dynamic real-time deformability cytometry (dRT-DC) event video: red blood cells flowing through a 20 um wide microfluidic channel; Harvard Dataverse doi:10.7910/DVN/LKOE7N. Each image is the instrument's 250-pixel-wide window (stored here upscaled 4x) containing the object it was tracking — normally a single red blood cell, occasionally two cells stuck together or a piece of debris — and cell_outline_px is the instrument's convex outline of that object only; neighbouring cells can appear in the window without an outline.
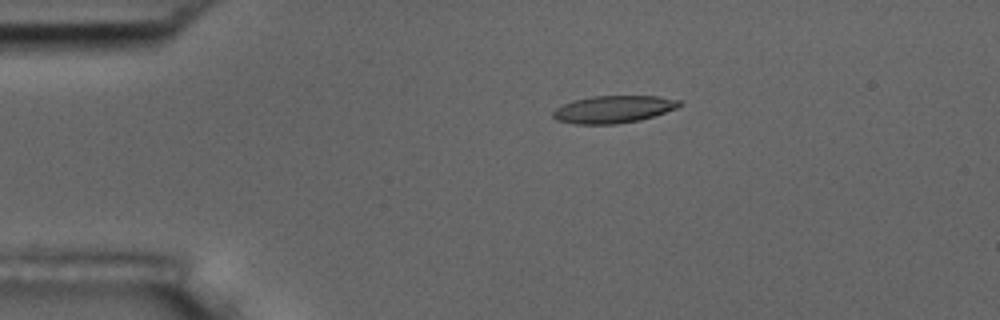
{"species": "common noctule bat (a hibernating species)", "species_latin": "Nyctalus noctula", "temperature_condition": "room temperature", "stored_images_in_passage": 9, "camera_frame_rate_fps": 3000, "um_per_image_px": 0.085, "animal": {"sex": "male", "body_mass_g": 17.5, "forearm_length_mm": 52.3}, "frame": {"image": 1, "passage_image": 2, "time_ms": 1.333, "image_size_px": [1000, 320], "cell_outline_px": [[684, 104], [676, 108], [640, 120], [616, 124], [576, 124], [556, 120], [552, 116], [552, 112], [556, 108], [572, 100], [592, 96], [656, 96], [680, 100]], "centroid_in_image_um": [52.12, 9.29], "position_along_channel_um": 32.9, "area_um2": 20.11}}
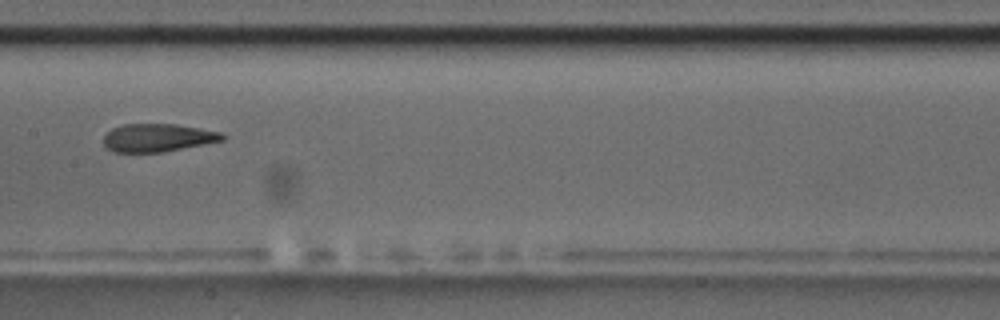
{"frame": {"image": 2, "passage_image": 7, "time_ms": 7.0, "image_size_px": [1000, 320], "cell_outline_px": [[224, 140], [164, 152], [112, 152], [104, 144], [104, 136], [112, 128], [124, 124], [176, 124], [224, 132]], "centroid_in_image_um": [13.43, 11.7], "position_along_channel_um": 194.0, "area_um2": 19.42}}
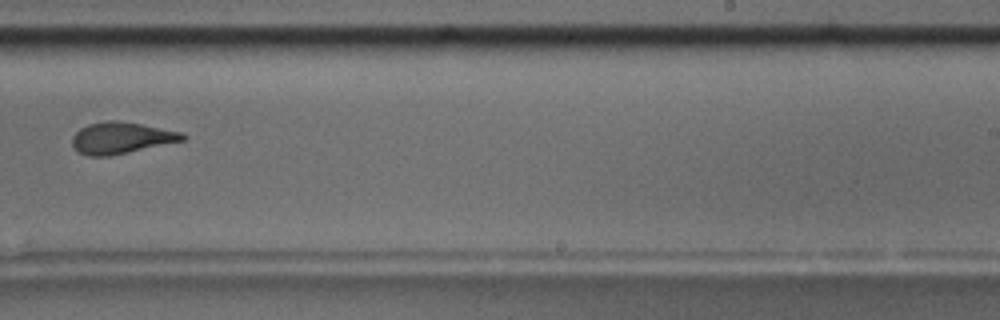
{"frame": {"image": 3, "passage_image": 9, "time_ms": 9.333, "image_size_px": [1000, 320], "cell_outline_px": [[188, 136], [184, 140], [108, 156], [88, 156], [76, 152], [72, 148], [72, 136], [80, 128], [88, 124], [108, 120], [116, 120], [140, 124], [180, 132]], "centroid_in_image_um": [10.23, 11.72], "position_along_channel_um": 278.8, "area_um2": 20.11}}